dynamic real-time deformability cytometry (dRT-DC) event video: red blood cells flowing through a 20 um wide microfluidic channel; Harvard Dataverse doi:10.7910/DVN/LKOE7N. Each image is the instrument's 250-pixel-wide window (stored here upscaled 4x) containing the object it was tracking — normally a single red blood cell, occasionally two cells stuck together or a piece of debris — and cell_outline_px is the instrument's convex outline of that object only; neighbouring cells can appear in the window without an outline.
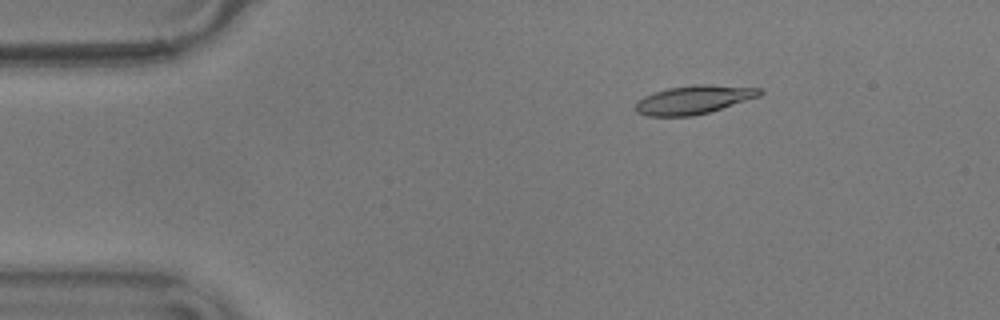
{"species": "common noctule bat (a hibernating species)", "species_latin": "Nyctalus noctula", "temperature_condition": "warm", "stored_images_in_passage": 57, "camera_frame_rate_fps": 3000, "um_per_image_px": 0.085, "animal": {"sex": "male", "body_mass_g": 17.9}, "frame": {"image": 1, "passage_image": 9, "time_ms": 2.667, "image_size_px": [1000, 320], "cell_outline_px": [[764, 92], [760, 96], [708, 112], [692, 116], [648, 116], [636, 112], [632, 108], [636, 100], [644, 96], [668, 88], [692, 84], [708, 84], [760, 88]], "centroid_in_image_um": [58.92, 8.47], "position_along_channel_um": 26.1, "area_um2": 20.75}}
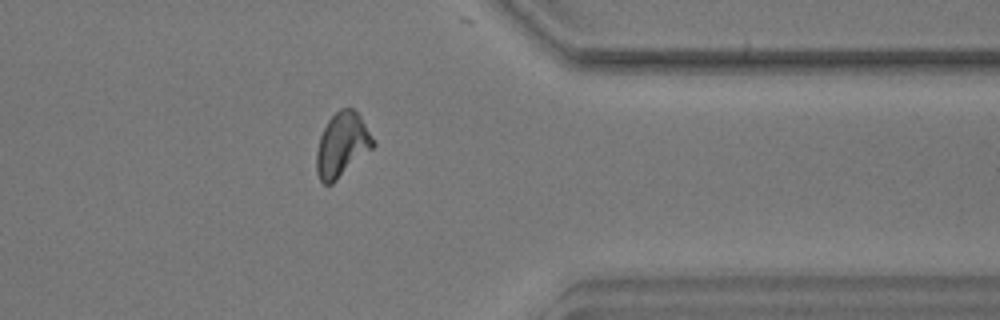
{"frame": {"image": 2, "passage_image": 45, "time_ms": 14.667, "image_size_px": [1000, 320], "cell_outline_px": [[376, 144], [372, 148], [332, 184], [324, 184], [320, 180], [316, 172], [316, 152], [320, 136], [328, 120], [340, 108], [352, 108], [360, 116]], "centroid_in_image_um": [29.05, 12.32], "position_along_channel_um": 382.4, "area_um2": 20.87}}
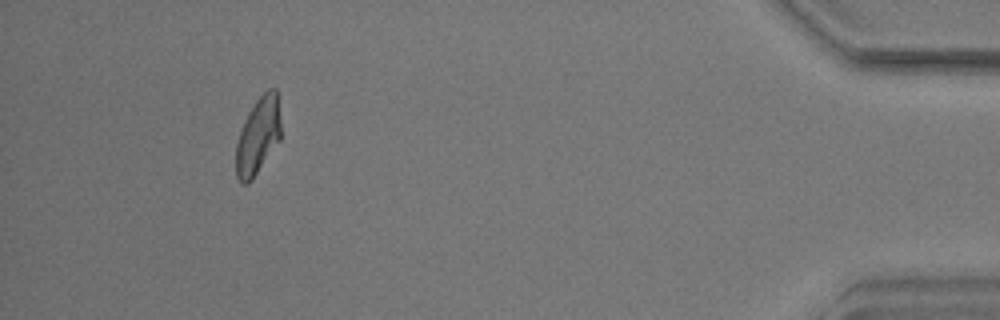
{"frame": {"image": 3, "passage_image": 52, "time_ms": 17.0, "image_size_px": [1000, 320], "cell_outline_px": [[280, 140], [252, 180], [248, 184], [244, 184], [236, 176], [236, 144], [244, 120], [248, 112], [256, 100], [268, 88], [276, 88], [280, 124]], "centroid_in_image_um": [21.92, 11.56], "position_along_channel_um": 413.3, "area_um2": 19.94}}